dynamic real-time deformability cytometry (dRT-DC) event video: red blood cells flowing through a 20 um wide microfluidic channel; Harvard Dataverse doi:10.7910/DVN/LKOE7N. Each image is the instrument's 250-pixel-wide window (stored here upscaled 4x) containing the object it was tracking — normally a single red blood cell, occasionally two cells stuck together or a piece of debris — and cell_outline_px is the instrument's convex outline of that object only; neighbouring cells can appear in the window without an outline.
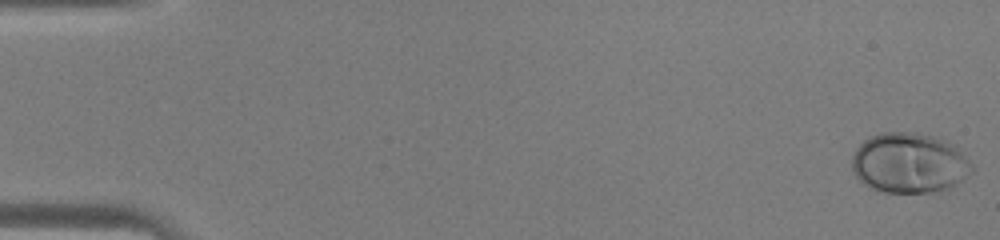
{"species": "human", "species_latin": "Homo sapiens", "temperature_condition": "warm", "stored_images_in_passage": 45, "camera_frame_rate_fps": 3000, "um_per_image_px": 0.085, "donor": {"sex": "male"}, "frame": {"image": 1, "passage_image": 1, "time_ms": 0.0, "image_size_px": [1000, 240], "cell_outline_px": [[972, 172], [968, 176], [956, 184], [948, 188], [932, 192], [884, 192], [868, 188], [852, 172], [852, 156], [856, 148], [864, 140], [880, 132], [916, 132], [932, 136], [956, 144], [972, 164]], "centroid_in_image_um": [77.29, 13.85], "position_along_channel_um": 7.7, "area_um2": 42.37}}
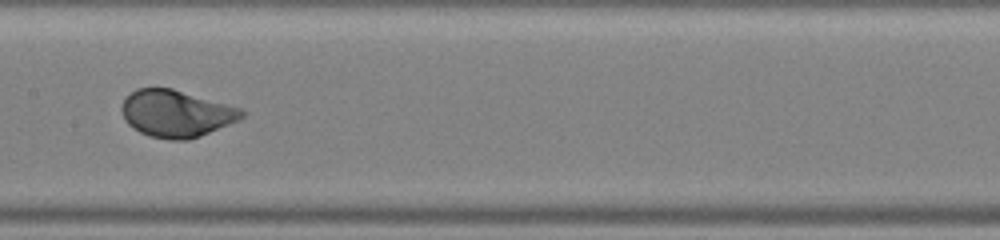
{"frame": {"image": 2, "passage_image": 24, "time_ms": 7.667, "image_size_px": [1000, 240], "cell_outline_px": [[248, 112], [240, 120], [200, 136], [188, 140], [168, 140], [148, 136], [132, 128], [124, 120], [120, 108], [124, 100], [136, 88], [172, 88], [240, 108]], "centroid_in_image_um": [14.97, 9.67], "position_along_channel_um": 192.4, "area_um2": 33.0}}
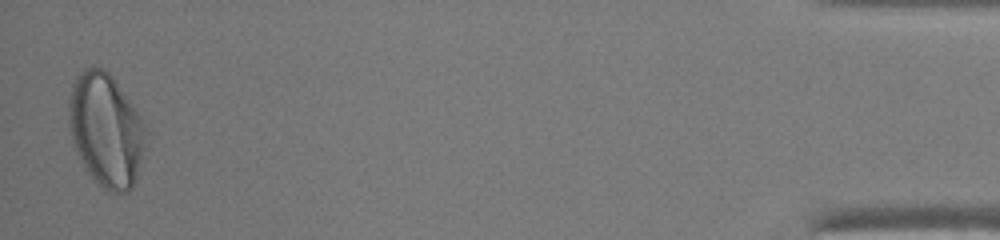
{"frame": {"image": 3, "passage_image": 45, "time_ms": 14.667, "image_size_px": [1000, 240], "cell_outline_px": [[144, 148], [136, 180], [132, 188], [128, 192], [112, 192], [104, 188], [92, 176], [76, 152], [72, 140], [68, 120], [68, 104], [72, 84], [76, 76], [84, 68], [104, 68], [112, 76], [136, 112], [144, 128]], "centroid_in_image_um": [8.96, 11.04], "position_along_channel_um": 426.2, "area_um2": 49.77}}